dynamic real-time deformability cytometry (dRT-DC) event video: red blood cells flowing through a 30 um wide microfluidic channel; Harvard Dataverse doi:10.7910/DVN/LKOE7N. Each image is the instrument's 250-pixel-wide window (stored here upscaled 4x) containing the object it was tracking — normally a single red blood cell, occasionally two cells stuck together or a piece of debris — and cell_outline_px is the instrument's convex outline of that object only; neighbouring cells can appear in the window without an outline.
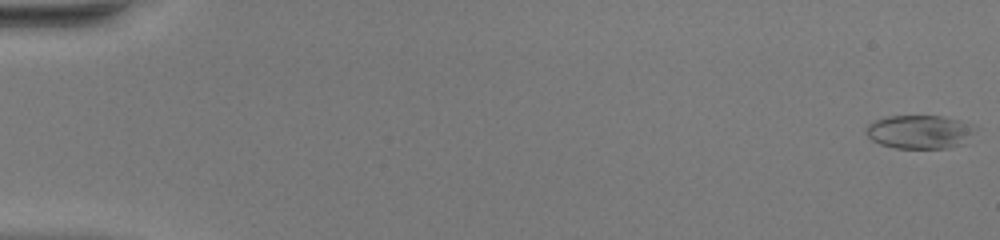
{"species": "common noctule bat (a hibernating species)", "species_latin": "Nyctalus noctula", "temperature_condition": "warm", "stored_images_in_passage": 51, "camera_frame_rate_fps": 3000, "um_per_image_px": 0.085, "animal": {"sex": "female", "body_mass_g": 20.0, "forearm_length_mm": 54.0}, "frame": {"image": 1, "passage_image": 1, "time_ms": 0.0, "image_size_px": [1000, 240], "cell_outline_px": [[980, 128], [964, 144], [948, 148], [892, 148], [880, 144], [872, 140], [864, 132], [864, 128], [868, 124], [876, 120], [888, 116], [940, 116], [960, 120], [972, 124]], "centroid_in_image_um": [78.2, 11.21], "position_along_channel_um": 6.8, "area_um2": 21.79}}
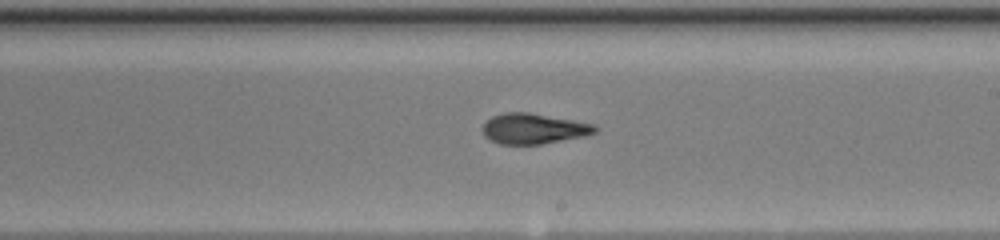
{"frame": {"image": 2, "passage_image": 31, "time_ms": 10.0, "image_size_px": [1000, 240], "cell_outline_px": [[596, 132], [584, 136], [540, 144], [500, 144], [484, 136], [484, 124], [492, 116], [504, 112], [528, 112], [596, 124]], "centroid_in_image_um": [45.37, 10.93], "position_along_channel_um": 243.6, "area_um2": 19.71}}
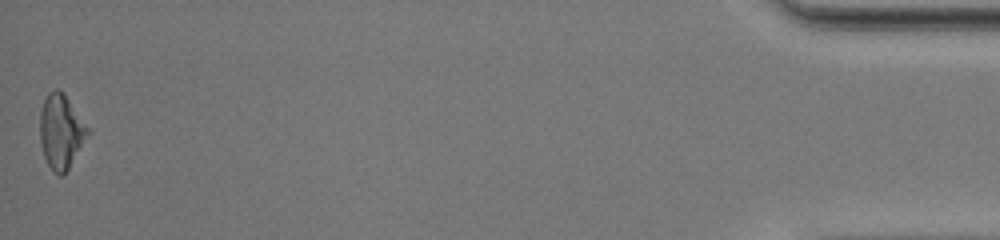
{"frame": {"image": 3, "passage_image": 51, "time_ms": 16.667, "image_size_px": [1000, 240], "cell_outline_px": [[92, 132], [68, 168], [60, 176], [52, 172], [44, 156], [40, 140], [40, 112], [44, 100], [48, 92], [56, 88], [64, 92], [92, 128]], "centroid_in_image_um": [5.24, 11.13], "position_along_channel_um": 430.0, "area_um2": 21.27}, "authors_computed_cell_mechanics": {"area_um2": 20.519, "velocity_mm_per_s": 4.1382, "shape_relaxation_time_tau1_ms": 4.8141, "shape_relaxation_time_tau2_ms": 1.119, "deformation_change_tau1": 0.2155, "deformation_change_tau2": 0.0843}}